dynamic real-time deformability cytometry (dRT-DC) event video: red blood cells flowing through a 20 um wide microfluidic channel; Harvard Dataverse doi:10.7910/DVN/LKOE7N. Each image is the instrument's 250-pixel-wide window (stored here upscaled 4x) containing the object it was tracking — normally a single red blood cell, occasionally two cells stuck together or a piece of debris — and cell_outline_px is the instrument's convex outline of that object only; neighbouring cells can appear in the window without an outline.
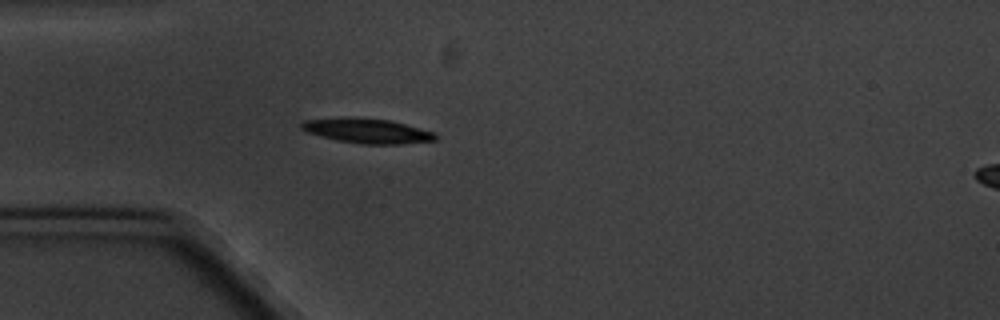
{"species": "common noctule bat (a hibernating species)", "species_latin": "Nyctalus noctula", "temperature_condition": "cold", "stored_images_in_passage": 2, "camera_frame_rate_fps": 3000, "um_per_image_px": 0.085, "animal": {"sex": "male", "body_mass_g": 20.1, "forearm_length_mm": 53.5}, "frame": {"image": 1, "passage_image": 2, "time_ms": 1.333, "image_size_px": [1000, 320], "cell_outline_px": [[436, 140], [400, 144], [360, 144], [336, 140], [308, 132], [300, 128], [300, 124], [304, 120], [388, 120], [436, 132]], "centroid_in_image_um": [31.3, 11.18], "position_along_channel_um": 53.7, "area_um2": 18.15}}